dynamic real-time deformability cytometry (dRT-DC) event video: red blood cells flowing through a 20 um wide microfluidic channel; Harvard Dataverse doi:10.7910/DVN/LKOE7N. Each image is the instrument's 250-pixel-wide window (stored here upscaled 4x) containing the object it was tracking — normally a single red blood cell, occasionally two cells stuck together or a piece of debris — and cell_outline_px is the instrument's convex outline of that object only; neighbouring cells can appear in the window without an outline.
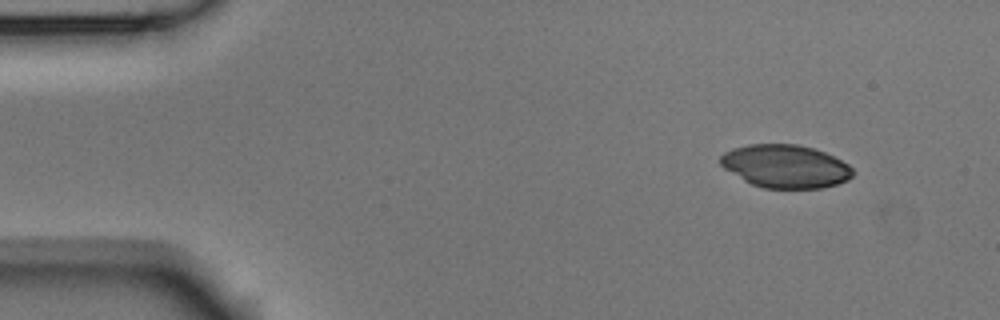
{"species": "Egyptian fruit bat (a non-hibernating species)", "species_latin": "Rousettus aegyptiacus", "temperature_condition": "room temperature", "stored_images_in_passage": 3, "camera_frame_rate_fps": 3000, "um_per_image_px": 0.085, "animal": {"sex": "male"}, "frame": {"image": 1, "passage_image": 1, "time_ms": 0.0, "image_size_px": [1000, 320], "cell_outline_px": [[856, 172], [848, 180], [836, 184], [820, 188], [764, 188], [752, 184], [744, 180], [724, 168], [720, 164], [720, 156], [724, 152], [732, 148], [748, 144], [796, 144], [812, 148], [824, 152], [848, 164]], "centroid_in_image_um": [66.76, 14.13], "position_along_channel_um": 18.2, "area_um2": 33.18}}